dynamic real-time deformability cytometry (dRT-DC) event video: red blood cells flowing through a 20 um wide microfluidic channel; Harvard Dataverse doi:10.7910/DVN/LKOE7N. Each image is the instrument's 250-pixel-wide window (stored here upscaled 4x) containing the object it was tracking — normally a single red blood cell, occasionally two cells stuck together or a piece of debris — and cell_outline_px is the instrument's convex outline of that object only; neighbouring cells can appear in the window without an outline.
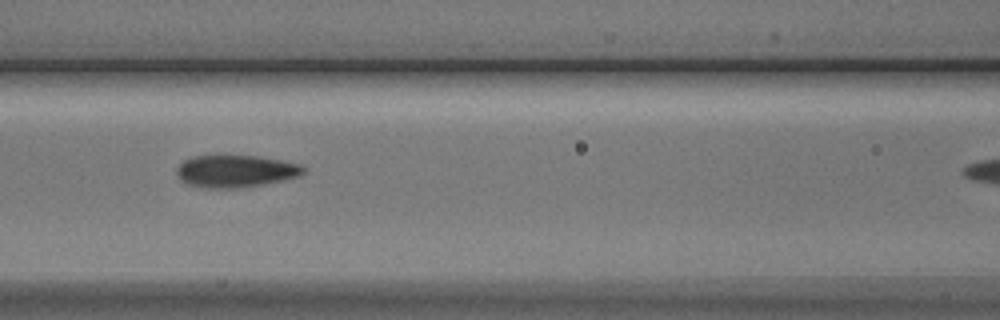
{"species": "Egyptian fruit bat (a non-hibernating species)", "species_latin": "Rousettus aegyptiacus", "temperature_condition": "cold", "stored_images_in_passage": 5, "camera_frame_rate_fps": 3000, "um_per_image_px": 0.085, "animal": {"sex": "male"}, "frame": {"image": 1, "passage_image": 4, "time_ms": 3.667, "image_size_px": [1000, 320], "cell_outline_px": [[304, 172], [296, 176], [280, 180], [260, 184], [236, 188], [204, 188], [188, 184], [180, 180], [176, 172], [176, 168], [184, 160], [192, 156], [224, 152], [228, 152], [256, 156], [280, 160], [300, 164], [304, 168]], "centroid_in_image_um": [19.92, 14.49], "position_along_channel_um": 146.7, "area_um2": 24.39}}